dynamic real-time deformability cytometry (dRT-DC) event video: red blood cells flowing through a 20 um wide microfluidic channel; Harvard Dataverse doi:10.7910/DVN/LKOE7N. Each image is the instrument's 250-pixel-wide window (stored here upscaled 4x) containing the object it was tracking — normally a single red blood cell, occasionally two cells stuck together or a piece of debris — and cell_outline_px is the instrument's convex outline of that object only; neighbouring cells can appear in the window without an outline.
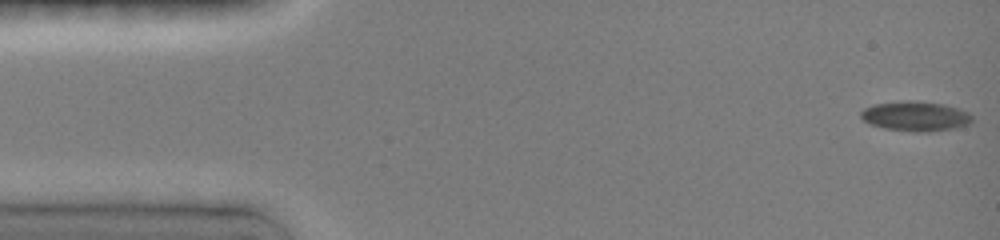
{"species": "common noctule bat (a hibernating species)", "species_latin": "Nyctalus noctula", "temperature_condition": "room temperature", "stored_images_in_passage": 7, "camera_frame_rate_fps": 3000, "um_per_image_px": 0.085, "animal": {"sex": "female", "body_mass_g": 19.0, "forearm_length_mm": 51.5}, "frame": {"image": 1, "passage_image": 1, "time_ms": 0.0, "image_size_px": [1000, 240], "cell_outline_px": [[972, 124], [952, 128], [928, 132], [912, 132], [884, 128], [872, 124], [864, 120], [860, 116], [860, 112], [864, 108], [872, 104], [908, 100], [912, 100], [944, 104], [960, 108], [968, 112], [972, 116]], "centroid_in_image_um": [77.83, 9.87], "position_along_channel_um": 7.2, "area_um2": 19.48}}
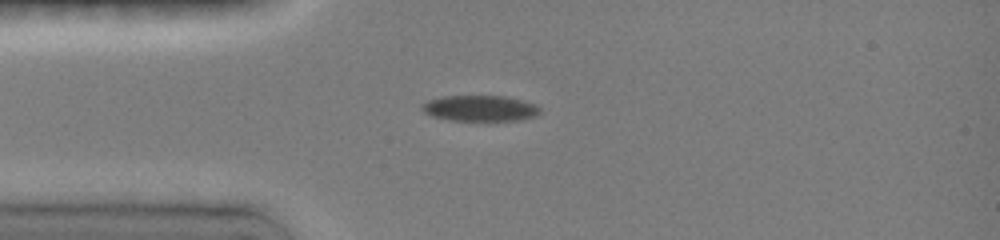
{"frame": {"image": 2, "passage_image": 5, "time_ms": 3.667, "image_size_px": [1000, 240], "cell_outline_px": [[540, 112], [536, 116], [520, 120], [448, 120], [432, 116], [424, 112], [420, 108], [420, 104], [428, 100], [444, 96], [504, 96], [524, 100], [536, 104], [540, 108]], "centroid_in_image_um": [40.8, 9.2], "position_along_channel_um": 44.2, "area_um2": 17.86}}